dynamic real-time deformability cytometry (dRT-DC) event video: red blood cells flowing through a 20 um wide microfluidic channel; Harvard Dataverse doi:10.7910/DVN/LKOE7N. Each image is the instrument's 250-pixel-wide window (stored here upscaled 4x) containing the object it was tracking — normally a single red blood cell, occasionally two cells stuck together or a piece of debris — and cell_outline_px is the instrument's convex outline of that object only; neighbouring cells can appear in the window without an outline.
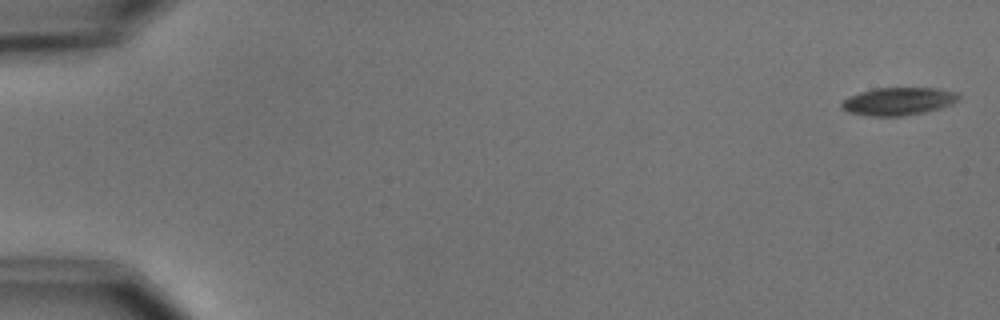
{"species": "common noctule bat (a hibernating species)", "species_latin": "Nyctalus noctula", "temperature_condition": "cold", "stored_images_in_passage": 2, "camera_frame_rate_fps": 3000, "um_per_image_px": 0.085, "animal": {"sex": "male", "body_mass_g": 15.6}, "frame": {"image": 1, "passage_image": 1, "time_ms": 0.0, "image_size_px": [1000, 320], "cell_outline_px": [[960, 100], [952, 104], [940, 108], [924, 112], [900, 116], [872, 116], [848, 112], [840, 108], [840, 104], [848, 96], [860, 92], [876, 88], [936, 88], [956, 92], [960, 96]], "centroid_in_image_um": [76.36, 8.61], "position_along_channel_um": 8.6, "area_um2": 18.96}}